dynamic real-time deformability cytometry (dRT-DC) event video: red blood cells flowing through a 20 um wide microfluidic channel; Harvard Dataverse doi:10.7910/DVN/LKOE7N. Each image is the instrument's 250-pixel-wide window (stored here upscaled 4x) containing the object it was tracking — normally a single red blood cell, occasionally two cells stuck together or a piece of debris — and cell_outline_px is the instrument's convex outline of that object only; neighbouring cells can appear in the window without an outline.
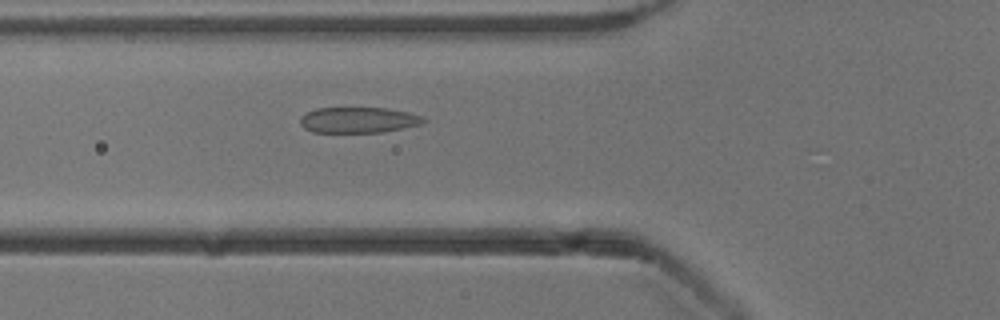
{"species": "common noctule bat (a hibernating species)", "species_latin": "Nyctalus noctula", "temperature_condition": "cold", "stored_images_in_passage": 34, "camera_frame_rate_fps": 3000, "um_per_image_px": 0.085, "animal": {"sex": "male", "body_mass_g": 13.3}, "frame": {"image": 1, "passage_image": 6, "time_ms": 1.667, "image_size_px": [1000, 320], "cell_outline_px": [[428, 120], [420, 124], [404, 128], [380, 132], [312, 132], [304, 128], [300, 124], [300, 116], [316, 108], [388, 108], [408, 112], [420, 116]], "centroid_in_image_um": [30.45, 10.2], "position_along_channel_um": 95.4, "area_um2": 18.44}}
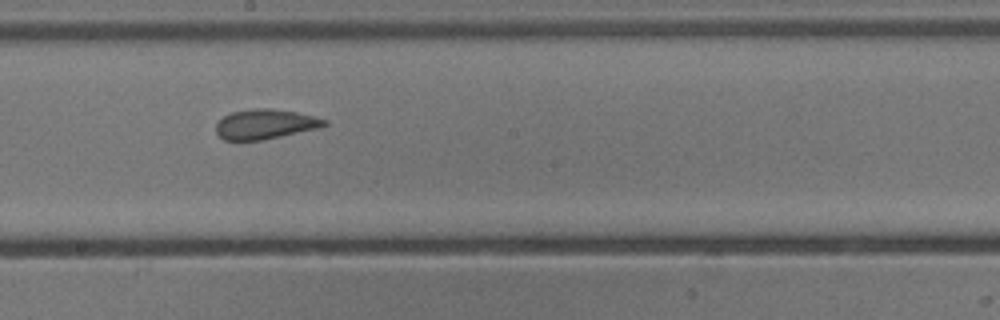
{"frame": {"image": 2, "passage_image": 16, "time_ms": 5.0, "image_size_px": [1000, 320], "cell_outline_px": [[328, 124], [320, 128], [264, 140], [224, 140], [216, 132], [216, 124], [224, 116], [232, 112], [256, 108], [272, 108], [296, 112], [316, 116], [328, 120]], "centroid_in_image_um": [22.59, 10.55], "position_along_channel_um": 225.6, "area_um2": 18.96}}
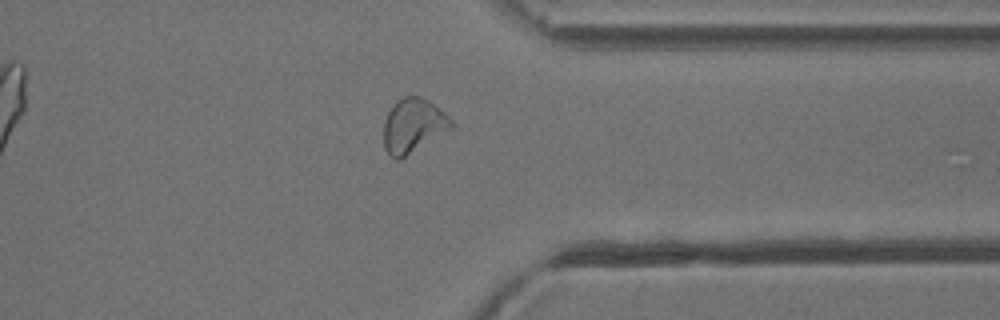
{"frame": {"image": 3, "passage_image": 28, "time_ms": 9.0, "image_size_px": [1000, 320], "cell_outline_px": [[456, 124], [452, 128], [400, 160], [396, 160], [388, 156], [384, 148], [384, 120], [392, 104], [396, 100], [404, 96], [420, 96], [428, 100], [444, 112]], "centroid_in_image_um": [35.1, 10.69], "position_along_channel_um": 376.3, "area_um2": 21.56}}